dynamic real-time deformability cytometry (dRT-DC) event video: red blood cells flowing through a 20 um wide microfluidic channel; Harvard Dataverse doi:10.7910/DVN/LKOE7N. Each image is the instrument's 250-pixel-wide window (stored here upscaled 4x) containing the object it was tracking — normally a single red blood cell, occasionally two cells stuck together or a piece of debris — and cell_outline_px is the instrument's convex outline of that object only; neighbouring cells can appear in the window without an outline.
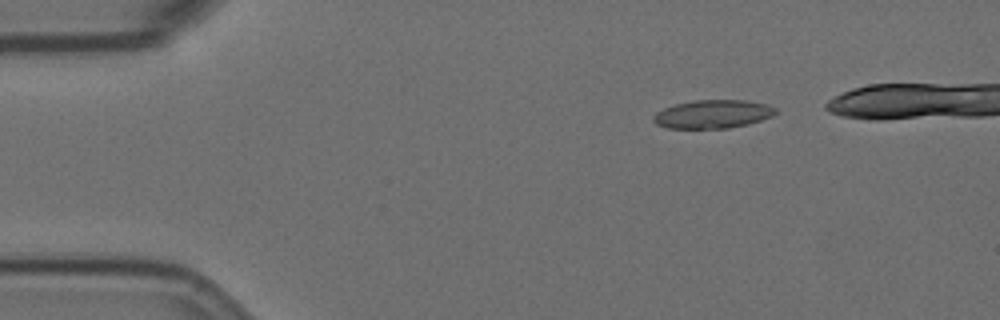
{"species": "Egyptian fruit bat (a non-hibernating species)", "species_latin": "Rousettus aegyptiacus", "temperature_condition": "room temperature", "stored_images_in_passage": 43, "camera_frame_rate_fps": 3000, "um_per_image_px": 0.085, "animal": {"sex": "female"}, "frame": {"image": 1, "passage_image": 1, "time_ms": 0.0, "image_size_px": [1000, 320], "cell_outline_px": [[776, 112], [772, 116], [748, 124], [728, 128], [668, 128], [656, 124], [652, 120], [652, 116], [656, 112], [664, 108], [676, 104], [692, 100], [748, 100], [768, 104], [776, 108]], "centroid_in_image_um": [60.58, 9.69], "position_along_channel_um": 24.4, "area_um2": 20.29}}
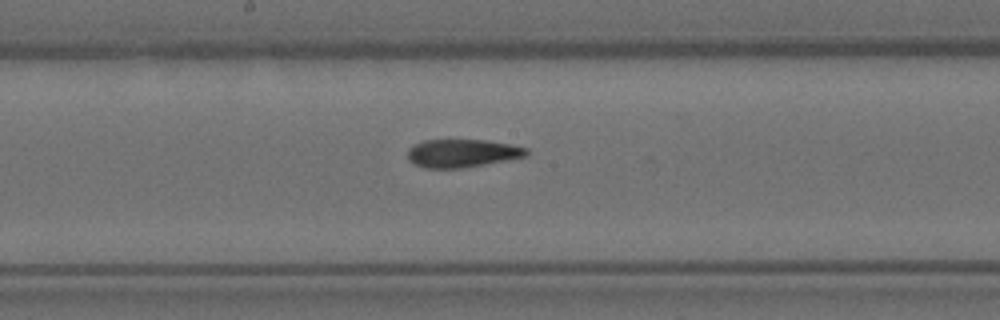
{"frame": {"image": 2, "passage_image": 22, "time_ms": 7.0, "image_size_px": [1000, 320], "cell_outline_px": [[528, 156], [464, 168], [424, 168], [408, 160], [408, 148], [424, 140], [484, 140], [508, 144], [528, 148]], "centroid_in_image_um": [39.29, 13.03], "position_along_channel_um": 208.9, "area_um2": 19.36}}
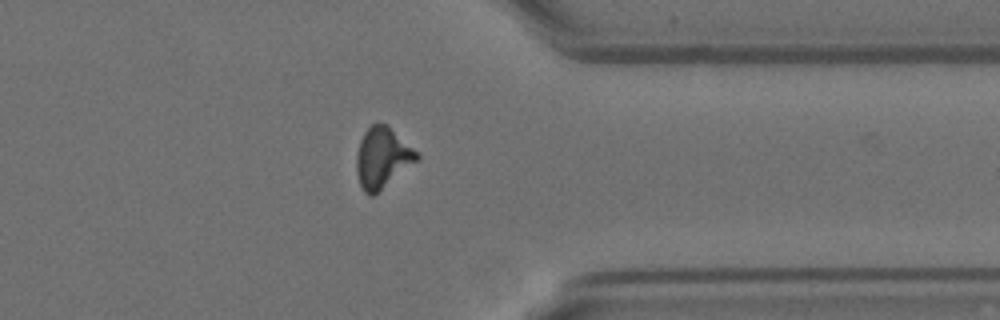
{"frame": {"image": 3, "passage_image": 37, "time_ms": 12.0, "image_size_px": [1000, 320], "cell_outline_px": [[420, 160], [372, 196], [368, 196], [364, 192], [360, 184], [356, 172], [356, 156], [360, 140], [364, 132], [372, 124], [388, 124], [420, 156]], "centroid_in_image_um": [32.5, 13.42], "position_along_channel_um": 378.9, "area_um2": 21.27}, "authors_computed_cell_mechanics": {"area_um2": 20.4612, "velocity_mm_per_s": 3.5775, "shape_relaxation_time_tau1_ms": 9.5474, "shape_relaxation_time_tau2_ms": 3.5343, "deformation_change_tau1": 0.2214, "deformation_change_tau2": 0.1256}}